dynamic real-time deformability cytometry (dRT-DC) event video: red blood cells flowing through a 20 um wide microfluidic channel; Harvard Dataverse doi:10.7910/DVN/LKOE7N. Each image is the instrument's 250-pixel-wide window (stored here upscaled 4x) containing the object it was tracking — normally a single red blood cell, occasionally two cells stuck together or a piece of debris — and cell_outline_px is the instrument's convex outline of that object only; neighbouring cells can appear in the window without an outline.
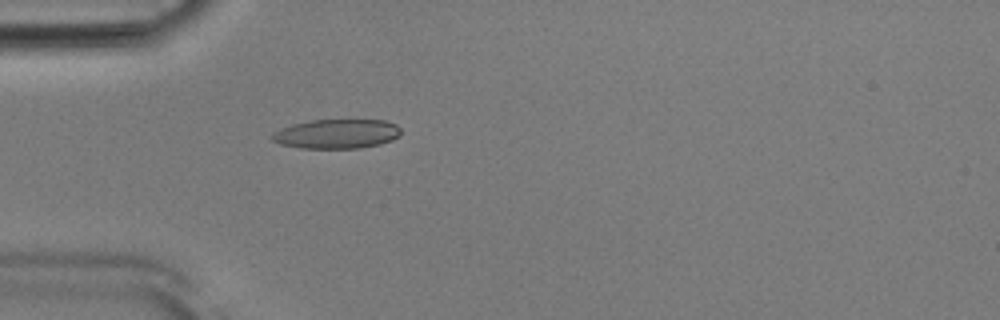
{"species": "Egyptian fruit bat (a non-hibernating species)", "species_latin": "Rousettus aegyptiacus", "temperature_condition": "room temperature", "stored_images_in_passage": 52, "camera_frame_rate_fps": 3000, "um_per_image_px": 0.085, "animal": {"sex": "male"}, "frame": {"image": 1, "passage_image": 15, "time_ms": 4.667, "image_size_px": [1000, 320], "cell_outline_px": [[400, 136], [392, 140], [380, 144], [360, 148], [300, 148], [280, 144], [272, 140], [272, 132], [280, 128], [292, 124], [312, 120], [384, 120], [396, 124], [400, 128]], "centroid_in_image_um": [28.62, 11.38], "position_along_channel_um": 56.4, "area_um2": 22.14}}
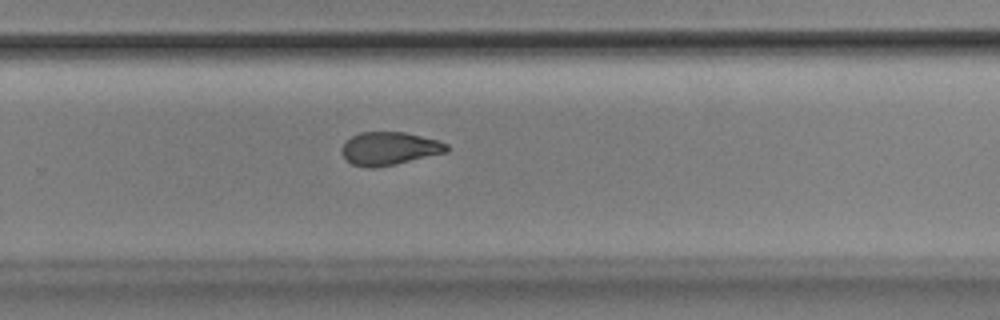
{"frame": {"image": 2, "passage_image": 34, "time_ms": 11.0, "image_size_px": [1000, 320], "cell_outline_px": [[448, 152], [396, 164], [376, 168], [368, 168], [352, 164], [340, 152], [340, 148], [352, 136], [360, 132], [404, 132], [440, 140], [448, 144]], "centroid_in_image_um": [33.12, 12.63], "position_along_channel_um": 296.7, "area_um2": 20.35}}
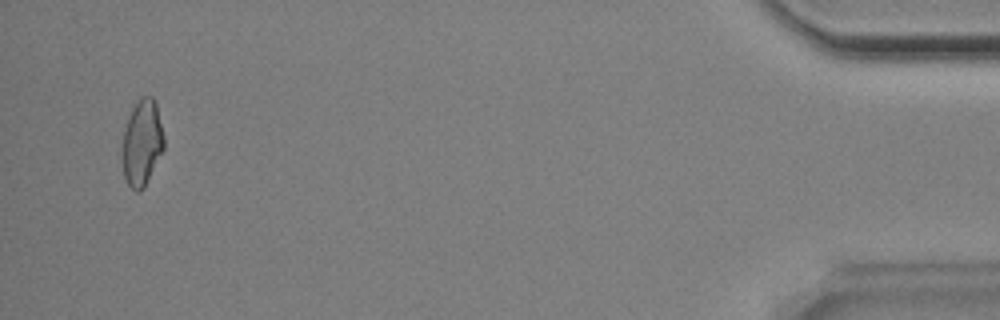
{"frame": {"image": 3, "passage_image": 50, "time_ms": 16.333, "image_size_px": [1000, 320], "cell_outline_px": [[164, 148], [144, 188], [140, 192], [136, 192], [128, 184], [124, 176], [120, 156], [120, 148], [124, 128], [128, 116], [132, 108], [144, 96], [152, 96], [156, 104], [164, 136]], "centroid_in_image_um": [12.03, 12.17], "position_along_channel_um": 423.2, "area_um2": 21.21}, "authors_computed_cell_mechanics": {"area_um2": 21.097, "velocity_mm_per_s": 3.8948, "shape_relaxation_time_tau1_ms": 8.5055, "shape_relaxation_time_tau2_ms": 2.7071, "deformation_change_tau1": 0.2096, "deformation_change_tau2": 0.09}}